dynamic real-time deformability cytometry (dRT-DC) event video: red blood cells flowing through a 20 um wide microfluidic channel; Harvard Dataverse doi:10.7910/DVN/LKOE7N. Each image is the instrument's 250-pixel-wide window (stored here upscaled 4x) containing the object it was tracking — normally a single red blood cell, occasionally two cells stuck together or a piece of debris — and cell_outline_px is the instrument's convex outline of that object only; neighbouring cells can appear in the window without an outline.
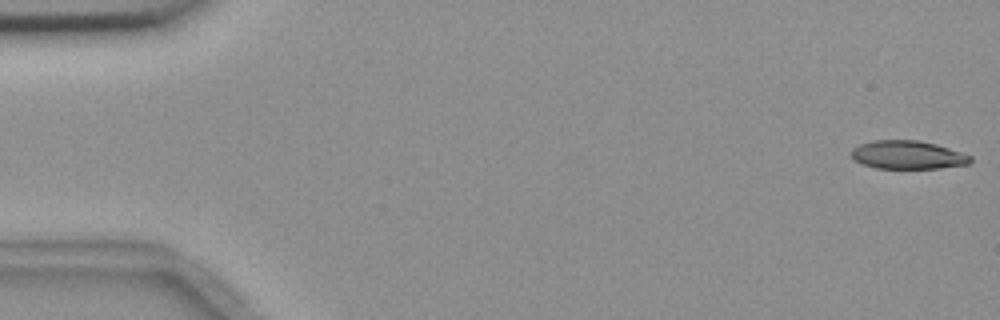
{"species": "common noctule bat (a hibernating species)", "species_latin": "Nyctalus noctula", "temperature_condition": "room temperature", "stored_images_in_passage": 5, "camera_frame_rate_fps": 3000, "um_per_image_px": 0.085, "animal": {"sex": "female", "body_mass_g": 18.4}, "frame": {"image": 1, "passage_image": 1, "time_ms": 0.0, "image_size_px": [1000, 320], "cell_outline_px": [[972, 160], [968, 164], [940, 168], [876, 168], [860, 164], [852, 160], [852, 148], [860, 144], [872, 140], [920, 140], [936, 144], [972, 156]], "centroid_in_image_um": [77.12, 13.16], "position_along_channel_um": 7.9, "area_um2": 19.77}}